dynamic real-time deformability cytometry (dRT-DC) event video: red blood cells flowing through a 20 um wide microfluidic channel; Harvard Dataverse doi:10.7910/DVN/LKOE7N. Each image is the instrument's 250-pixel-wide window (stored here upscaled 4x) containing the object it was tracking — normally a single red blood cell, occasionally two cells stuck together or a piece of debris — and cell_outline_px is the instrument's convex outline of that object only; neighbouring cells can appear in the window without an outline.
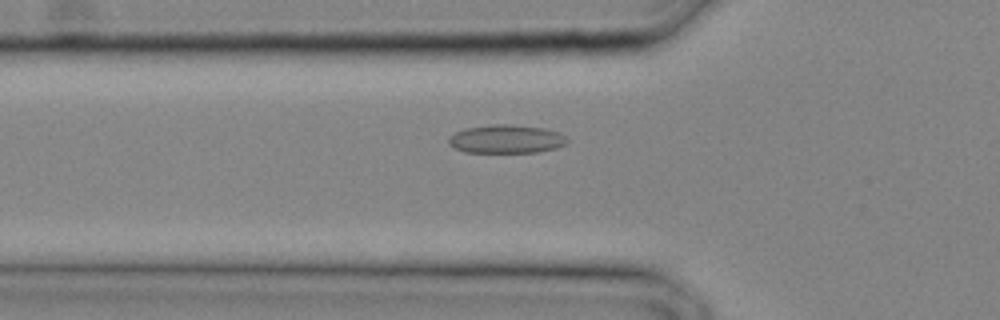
{"species": "common noctule bat (a hibernating species)", "species_latin": "Nyctalus noctula", "temperature_condition": "cold", "stored_images_in_passage": 26, "camera_frame_rate_fps": 3000, "um_per_image_px": 0.085, "animal": {"sex": "male", "body_mass_g": 20.4}, "frame": {"image": 1, "passage_image": 8, "time_ms": 2.333, "image_size_px": [1000, 320], "cell_outline_px": [[568, 140], [564, 144], [556, 148], [536, 152], [464, 152], [448, 144], [448, 136], [464, 128], [496, 124], [508, 124], [544, 128], [556, 132], [564, 136]], "centroid_in_image_um": [42.98, 11.82], "position_along_channel_um": 82.8, "area_um2": 19.48}}